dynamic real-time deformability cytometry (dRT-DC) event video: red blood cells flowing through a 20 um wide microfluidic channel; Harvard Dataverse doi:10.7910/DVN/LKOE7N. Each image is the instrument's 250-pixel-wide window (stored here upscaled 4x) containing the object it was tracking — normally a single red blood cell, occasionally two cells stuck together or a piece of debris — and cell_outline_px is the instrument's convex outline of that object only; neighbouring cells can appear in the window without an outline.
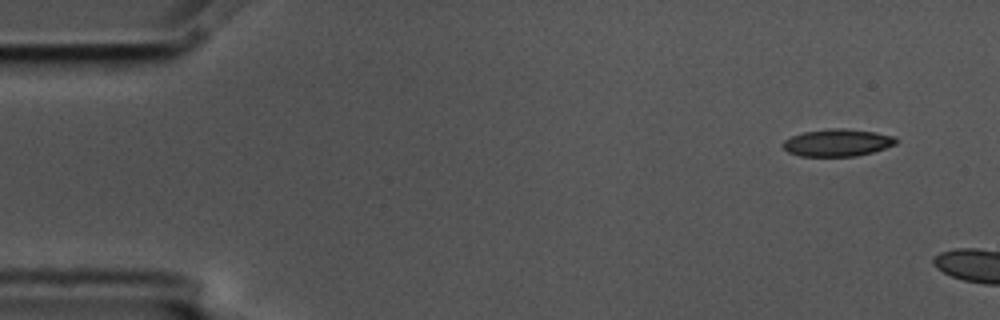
{"species": "common noctule bat (a hibernating species)", "species_latin": "Nyctalus noctula", "temperature_condition": "cold", "stored_images_in_passage": 3, "camera_frame_rate_fps": 3000, "um_per_image_px": 0.085, "animal": {"sex": "male", "body_mass_g": 17.5, "forearm_length_mm": 52.3}, "frame": {"image": 1, "passage_image": 1, "time_ms": 0.0, "image_size_px": [1000, 320], "cell_outline_px": [[900, 140], [896, 144], [872, 152], [856, 156], [800, 156], [788, 152], [784, 148], [784, 140], [792, 136], [804, 132], [828, 128], [844, 128], [876, 132], [896, 136]], "centroid_in_image_um": [71.23, 12.12], "position_along_channel_um": 13.8, "area_um2": 18.03}}